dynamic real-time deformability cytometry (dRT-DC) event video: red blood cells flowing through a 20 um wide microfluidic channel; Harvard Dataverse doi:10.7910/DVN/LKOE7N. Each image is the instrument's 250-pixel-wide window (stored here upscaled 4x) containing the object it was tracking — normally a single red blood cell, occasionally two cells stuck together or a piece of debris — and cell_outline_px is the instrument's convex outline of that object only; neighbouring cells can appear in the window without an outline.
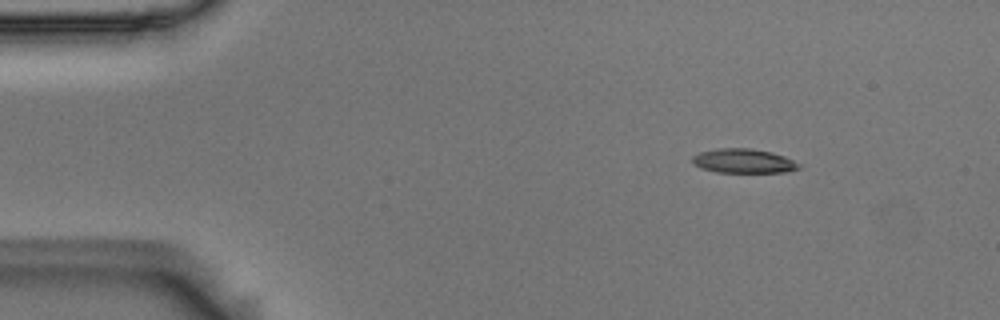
{"species": "Egyptian fruit bat (a non-hibernating species)", "species_latin": "Rousettus aegyptiacus", "temperature_condition": "room temperature", "stored_images_in_passage": 3, "camera_frame_rate_fps": 3000, "um_per_image_px": 0.085, "animal": {"sex": "male"}, "frame": {"image": 1, "passage_image": 1, "time_ms": 0.0, "image_size_px": [1000, 320], "cell_outline_px": [[800, 168], [784, 172], [716, 172], [700, 168], [692, 164], [692, 156], [700, 152], [716, 148], [748, 148], [772, 152], [784, 156], [800, 164]], "centroid_in_image_um": [63.15, 13.68], "position_along_channel_um": 21.8, "area_um2": 15.09}}